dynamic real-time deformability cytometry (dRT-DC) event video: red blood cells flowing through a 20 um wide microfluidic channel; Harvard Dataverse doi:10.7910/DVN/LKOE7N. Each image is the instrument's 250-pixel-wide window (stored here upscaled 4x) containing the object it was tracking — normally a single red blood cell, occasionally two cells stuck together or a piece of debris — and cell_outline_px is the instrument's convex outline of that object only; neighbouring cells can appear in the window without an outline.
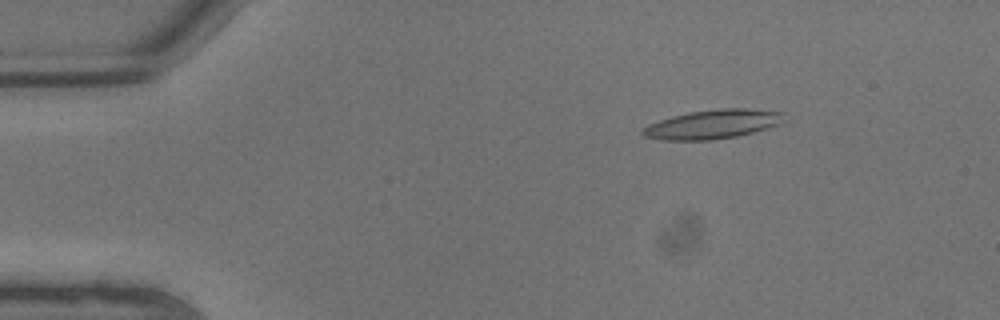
{"species": "common noctule bat (a hibernating species)", "species_latin": "Nyctalus noctula", "temperature_condition": "warm", "stored_images_in_passage": 6, "camera_frame_rate_fps": 3000, "um_per_image_px": 0.085, "animal": {"sex": "male", "body_mass_g": 13.3}, "frame": {"image": 1, "passage_image": 3, "time_ms": 0.667, "image_size_px": [1000, 320], "cell_outline_px": [[784, 112], [780, 124], [752, 132], [736, 136], [712, 140], [660, 140], [644, 136], [640, 132], [640, 128], [648, 124], [672, 116], [688, 112], [720, 108], [744, 108]], "centroid_in_image_um": [60.5, 10.56], "position_along_channel_um": 24.5, "area_um2": 23.93}}
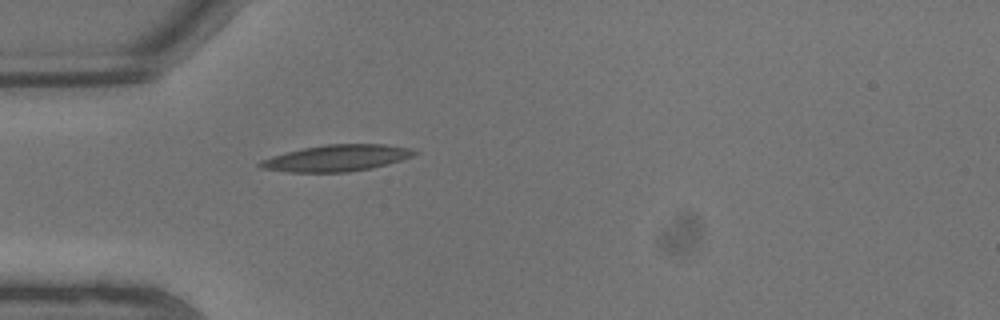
{"frame": {"image": 2, "passage_image": 6, "time_ms": 1.667, "image_size_px": [1000, 320], "cell_outline_px": [[420, 152], [412, 156], [388, 164], [372, 168], [348, 172], [288, 172], [260, 168], [256, 164], [260, 160], [272, 156], [304, 148], [324, 144], [384, 144], [408, 148]], "centroid_in_image_um": [28.6, 13.44], "position_along_channel_um": 56.4, "area_um2": 23.7}}